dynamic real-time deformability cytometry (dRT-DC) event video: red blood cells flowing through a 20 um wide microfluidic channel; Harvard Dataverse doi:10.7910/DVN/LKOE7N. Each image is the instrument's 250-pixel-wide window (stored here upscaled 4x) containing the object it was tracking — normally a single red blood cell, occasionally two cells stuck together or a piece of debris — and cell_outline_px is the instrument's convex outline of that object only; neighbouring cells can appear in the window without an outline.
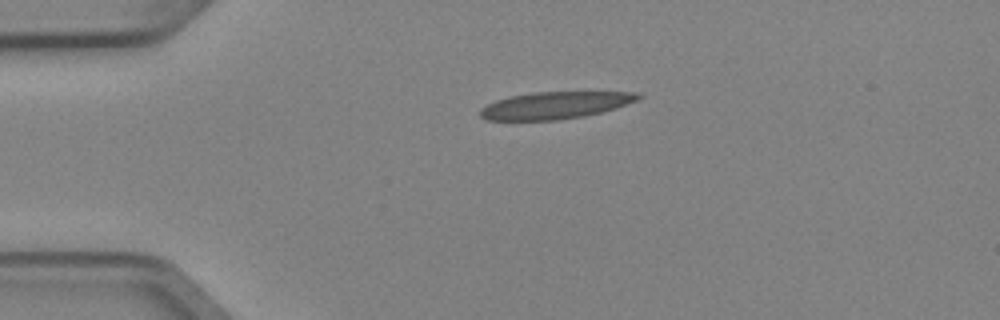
{"species": "Egyptian fruit bat (a non-hibernating species)", "species_latin": "Rousettus aegyptiacus", "temperature_condition": "cold", "stored_images_in_passage": 3, "camera_frame_rate_fps": 3000, "um_per_image_px": 0.085, "animal": {"sex": "female"}, "frame": {"image": 1, "passage_image": 1, "time_ms": 0.0, "image_size_px": [1000, 320], "cell_outline_px": [[644, 96], [636, 100], [616, 108], [584, 116], [560, 120], [484, 120], [480, 116], [480, 108], [496, 100], [508, 96], [532, 92], [636, 92]], "centroid_in_image_um": [47.15, 8.95], "position_along_channel_um": 37.9, "area_um2": 24.97}}
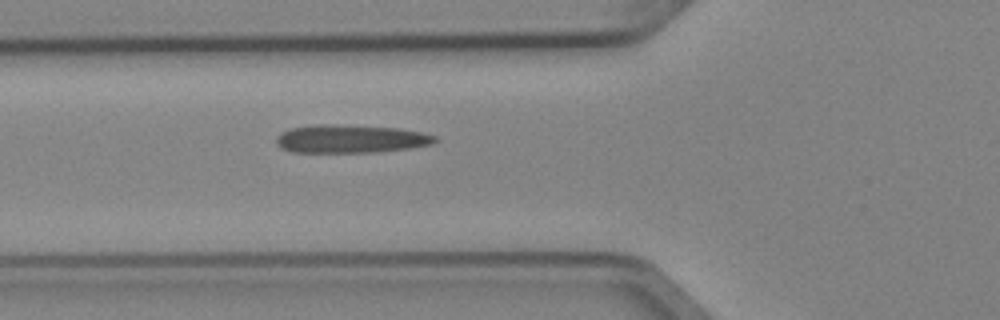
{"frame": {"image": 2, "passage_image": 3, "time_ms": 0.667, "image_size_px": [1000, 320], "cell_outline_px": [[440, 140], [432, 144], [408, 148], [376, 152], [292, 152], [280, 148], [276, 144], [276, 136], [280, 132], [288, 128], [316, 124], [332, 124], [400, 128], [420, 132], [436, 136]], "centroid_in_image_um": [29.76, 11.79], "position_along_channel_um": 96.0, "area_um2": 26.3}}